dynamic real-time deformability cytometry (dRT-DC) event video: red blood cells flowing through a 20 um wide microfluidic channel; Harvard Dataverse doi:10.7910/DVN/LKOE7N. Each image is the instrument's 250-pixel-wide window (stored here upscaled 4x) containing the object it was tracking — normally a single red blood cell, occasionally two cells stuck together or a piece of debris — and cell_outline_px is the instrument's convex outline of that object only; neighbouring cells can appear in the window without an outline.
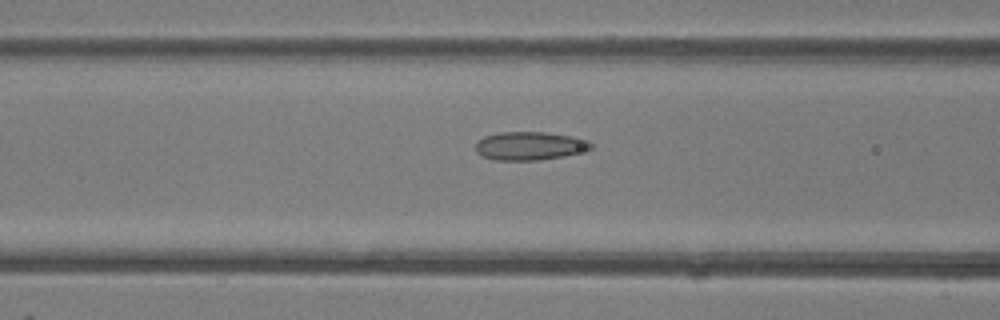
{"species": "common noctule bat (a hibernating species)", "species_latin": "Nyctalus noctula", "temperature_condition": "room temperature", "stored_images_in_passage": 47, "camera_frame_rate_fps": 3000, "um_per_image_px": 0.085, "animal": {"sex": "female"}, "frame": {"image": 1, "passage_image": 19, "time_ms": 6.0, "image_size_px": [1000, 320], "cell_outline_px": [[592, 148], [564, 156], [536, 160], [496, 160], [484, 156], [476, 152], [476, 140], [484, 136], [500, 132], [544, 132], [572, 136], [588, 140], [592, 144]], "centroid_in_image_um": [45.0, 12.39], "position_along_channel_um": 121.6, "area_um2": 18.96}}
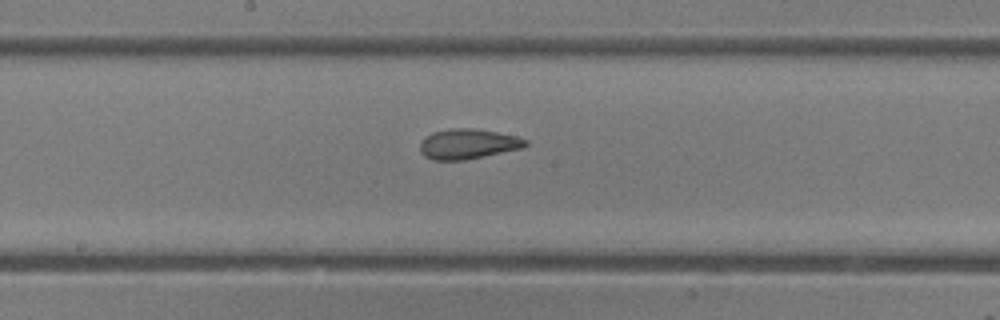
{"frame": {"image": 2, "passage_image": 25, "time_ms": 8.0, "image_size_px": [1000, 320], "cell_outline_px": [[528, 144], [524, 148], [464, 160], [432, 160], [424, 156], [420, 152], [420, 144], [432, 132], [448, 128], [472, 128], [496, 132], [516, 136], [528, 140]], "centroid_in_image_um": [39.79, 12.24], "position_along_channel_um": 208.4, "area_um2": 18.5}}
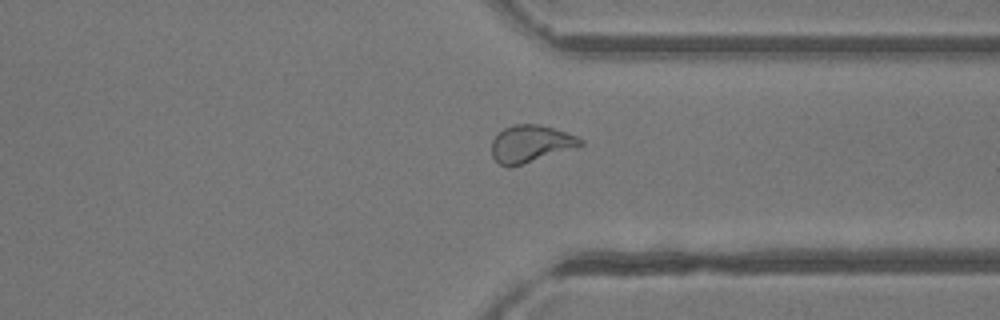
{"frame": {"image": 3, "passage_image": 36, "time_ms": 11.667, "image_size_px": [1000, 320], "cell_outline_px": [[584, 144], [512, 168], [508, 168], [500, 164], [492, 156], [492, 140], [496, 132], [512, 124], [540, 124], [576, 136], [584, 140]], "centroid_in_image_um": [45.04, 12.22], "position_along_channel_um": 366.4, "area_um2": 19.25}, "authors_computed_cell_mechanics": {"area_um2": 20.2878, "velocity_mm_per_s": 4.3312, "shape_relaxation_time_tau1_ms": null, "shape_relaxation_time_tau2_ms": 1.1706, "deformation_change_tau1": null, "deformation_change_tau2": 0.0782}}